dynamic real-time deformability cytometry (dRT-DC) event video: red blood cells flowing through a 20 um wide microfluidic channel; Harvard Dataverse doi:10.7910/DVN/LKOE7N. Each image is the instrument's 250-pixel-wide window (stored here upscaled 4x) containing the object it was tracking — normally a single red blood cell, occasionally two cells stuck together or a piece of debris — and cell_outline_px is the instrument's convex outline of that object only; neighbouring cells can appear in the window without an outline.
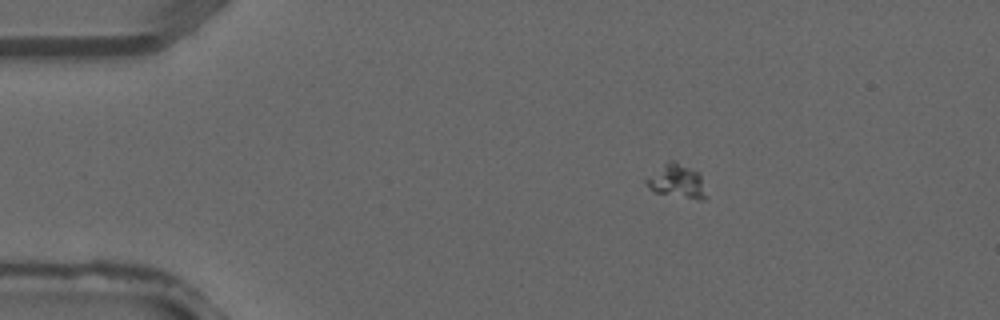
{"species": "common noctule bat (a hibernating species)", "species_latin": "Nyctalus noctula", "temperature_condition": "warm", "stored_images_in_passage": 2, "camera_frame_rate_fps": 3000, "um_per_image_px": 0.085, "animal": {"sex": "male", "forearm_length_mm": 52.5}, "frame": {"image": 1, "passage_image": 1, "time_ms": 0.0, "image_size_px": [1000, 320], "cell_outline_px": [[704, 200], [700, 200], [656, 192], [648, 188], [644, 184], [644, 180], [668, 160], [672, 160], [700, 172], [704, 196]], "centroid_in_image_um": [57.49, 15.39], "position_along_channel_um": 27.5, "area_um2": 11.44}}
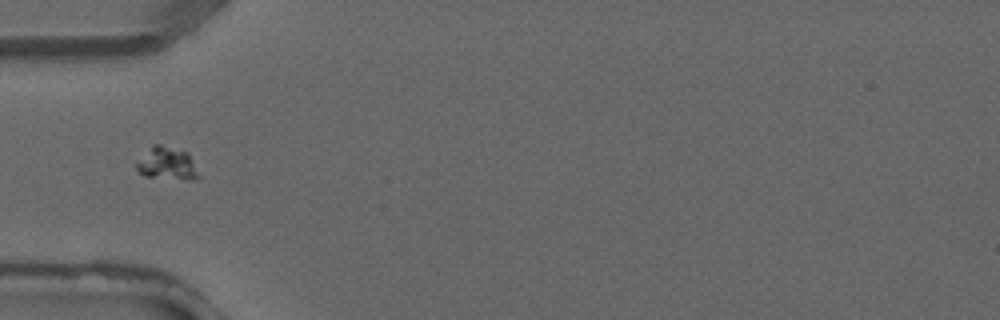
{"frame": {"image": 2, "passage_image": 2, "time_ms": 0.333, "image_size_px": [1000, 320], "cell_outline_px": [[200, 176], [196, 180], [188, 180], [144, 176], [136, 168], [136, 164], [152, 144], [160, 144], [188, 152]], "centroid_in_image_um": [14.23, 13.91], "position_along_channel_um": 70.8, "area_um2": 11.79}}